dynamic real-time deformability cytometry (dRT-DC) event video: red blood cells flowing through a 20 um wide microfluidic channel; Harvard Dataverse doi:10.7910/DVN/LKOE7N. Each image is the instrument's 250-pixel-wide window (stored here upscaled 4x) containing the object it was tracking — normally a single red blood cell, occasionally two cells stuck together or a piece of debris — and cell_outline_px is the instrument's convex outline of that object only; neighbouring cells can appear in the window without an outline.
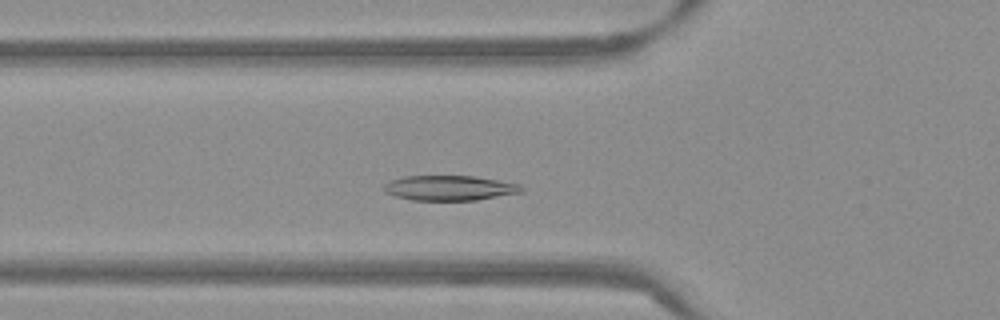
{"species": "Egyptian fruit bat (a non-hibernating species)", "species_latin": "Rousettus aegyptiacus", "temperature_condition": "warm", "stored_images_in_passage": 47, "camera_frame_rate_fps": 3000, "um_per_image_px": 0.085, "frame": {"image": 1, "passage_image": 12, "time_ms": 3.667, "image_size_px": [1000, 320], "cell_outline_px": [[524, 192], [476, 200], [412, 200], [396, 196], [384, 192], [380, 188], [388, 180], [404, 176], [472, 176], [520, 184], [524, 188]], "centroid_in_image_um": [38.17, 15.98], "position_along_channel_um": 87.6, "area_um2": 20.17}}
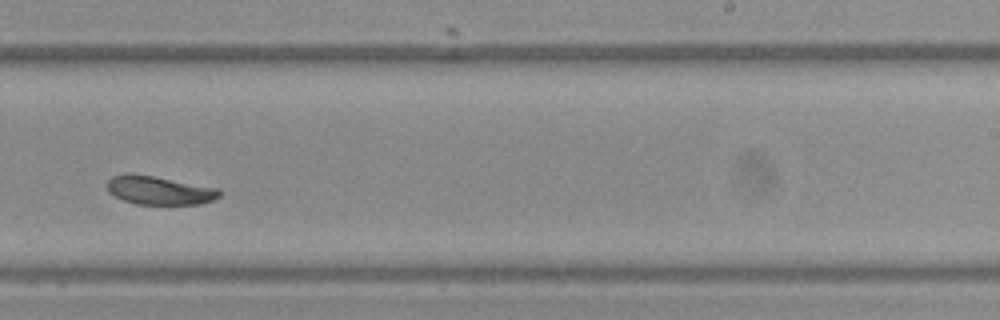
{"frame": {"image": 2, "passage_image": 27, "time_ms": 8.667, "image_size_px": [1000, 320], "cell_outline_px": [[224, 192], [220, 196], [212, 200], [200, 204], [136, 204], [124, 200], [108, 192], [104, 184], [112, 176], [128, 172], [132, 172], [220, 188]], "centroid_in_image_um": [13.53, 16.16], "position_along_channel_um": 275.5, "area_um2": 19.07}}
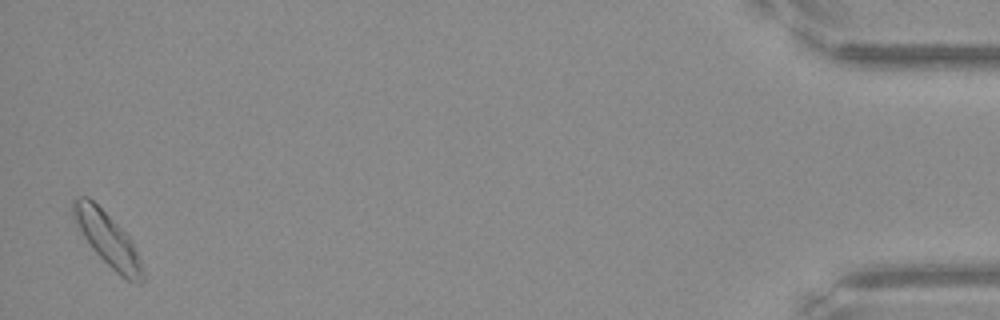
{"frame": {"image": 3, "passage_image": 46, "time_ms": 15.0, "image_size_px": [1000, 320], "cell_outline_px": [[144, 284], [136, 284], [120, 276], [92, 248], [84, 236], [72, 216], [72, 200], [80, 196], [88, 196], [132, 240], [140, 260], [144, 272]], "centroid_in_image_um": [9.17, 20.37], "position_along_channel_um": 426.0, "area_um2": 21.15}, "authors_computed_cell_mechanics": {"area_um2": 19.4786, "velocity_mm_per_s": 3.7553, "shape_relaxation_time_tau1_ms": 3.7601, "shape_relaxation_time_tau2_ms": null, "deformation_change_tau1": 0.1231, "deformation_change_tau2": null}}